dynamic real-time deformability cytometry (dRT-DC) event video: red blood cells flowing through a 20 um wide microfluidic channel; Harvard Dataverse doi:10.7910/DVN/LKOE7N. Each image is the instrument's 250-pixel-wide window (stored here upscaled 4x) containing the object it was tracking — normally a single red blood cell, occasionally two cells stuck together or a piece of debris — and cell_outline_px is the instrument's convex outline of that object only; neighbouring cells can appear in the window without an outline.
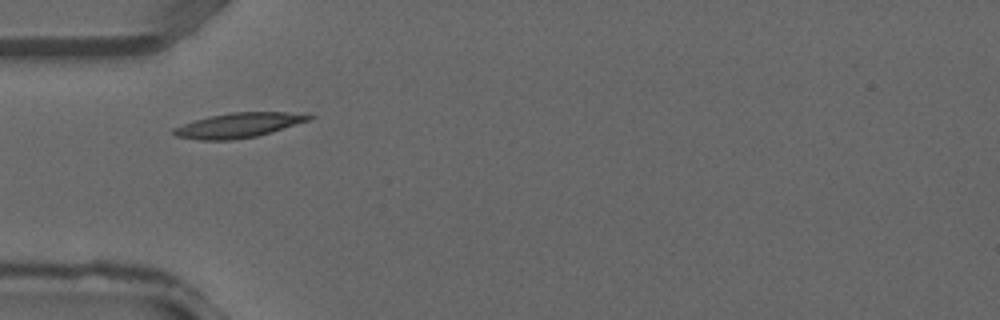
{"species": "common noctule bat (a hibernating species)", "species_latin": "Nyctalus noctula", "temperature_condition": "warm", "stored_images_in_passage": 27, "camera_frame_rate_fps": 3000, "um_per_image_px": 0.085, "animal": {"sex": "male", "forearm_length_mm": 52.5}, "frame": {"image": 1, "passage_image": 1, "time_ms": 0.0, "image_size_px": [1000, 320], "cell_outline_px": [[316, 116], [312, 120], [256, 136], [232, 140], [200, 140], [176, 136], [172, 132], [172, 128], [196, 120], [212, 116], [232, 112], [308, 112]], "centroid_in_image_um": [20.38, 10.63], "position_along_channel_um": 64.6, "area_um2": 19.59}}
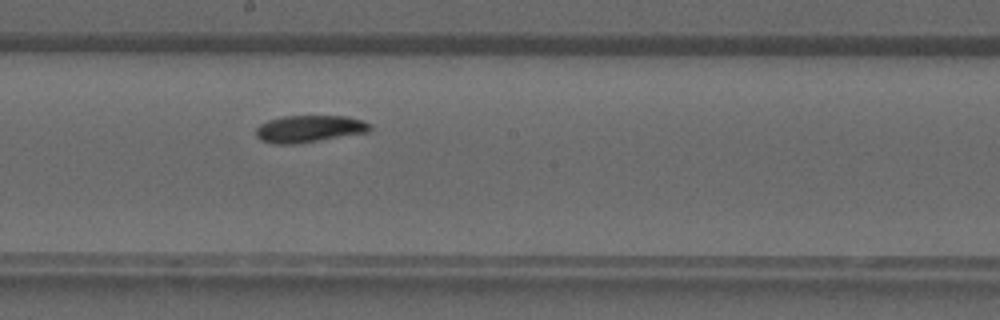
{"frame": {"image": 2, "passage_image": 10, "time_ms": 3.0, "image_size_px": [1000, 320], "cell_outline_px": [[372, 128], [368, 132], [296, 144], [276, 144], [260, 140], [256, 136], [256, 128], [260, 124], [268, 120], [284, 116], [348, 116], [372, 124]], "centroid_in_image_um": [26.28, 10.95], "position_along_channel_um": 221.9, "area_um2": 17.98}}
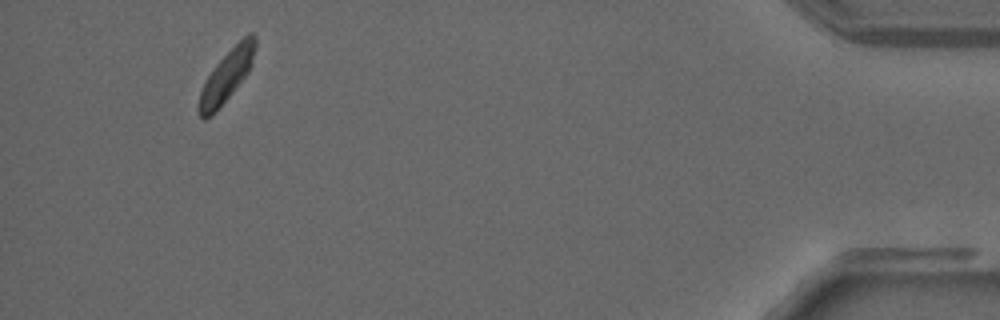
{"frame": {"image": 3, "passage_image": 25, "time_ms": 8.0, "image_size_px": [1000, 320], "cell_outline_px": [[256, 48], [252, 64], [248, 72], [232, 92], [204, 120], [200, 116], [196, 108], [200, 92], [208, 76], [216, 64], [248, 32], [252, 32], [256, 40]], "centroid_in_image_um": [19.27, 6.4], "position_along_channel_um": 415.9, "area_um2": 16.3}}